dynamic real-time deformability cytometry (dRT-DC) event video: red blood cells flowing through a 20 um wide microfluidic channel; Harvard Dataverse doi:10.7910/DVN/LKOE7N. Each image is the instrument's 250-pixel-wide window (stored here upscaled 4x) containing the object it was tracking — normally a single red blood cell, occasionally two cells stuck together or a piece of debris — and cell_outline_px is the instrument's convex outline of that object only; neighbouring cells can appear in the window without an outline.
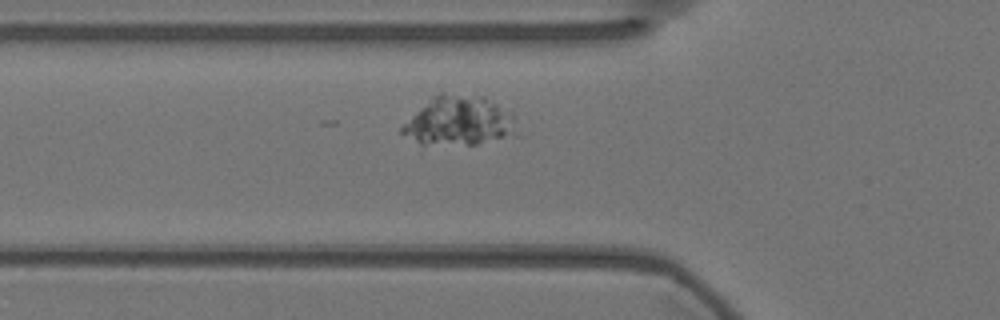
{"species": "Egyptian fruit bat (a non-hibernating species)", "species_latin": "Rousettus aegyptiacus", "temperature_condition": "warm", "stored_images_in_passage": 19, "camera_frame_rate_fps": 3000, "um_per_image_px": 0.085, "animal": {"sex": "female"}, "frame": {"image": 1, "passage_image": 2, "time_ms": 0.333, "image_size_px": [1000, 320], "cell_outline_px": [[524, 136], [476, 144], [420, 144], [400, 132], [400, 128], [420, 108], [440, 92], [484, 96], [512, 112]], "centroid_in_image_um": [39.19, 10.3], "position_along_channel_um": 86.6, "area_um2": 33.58}}